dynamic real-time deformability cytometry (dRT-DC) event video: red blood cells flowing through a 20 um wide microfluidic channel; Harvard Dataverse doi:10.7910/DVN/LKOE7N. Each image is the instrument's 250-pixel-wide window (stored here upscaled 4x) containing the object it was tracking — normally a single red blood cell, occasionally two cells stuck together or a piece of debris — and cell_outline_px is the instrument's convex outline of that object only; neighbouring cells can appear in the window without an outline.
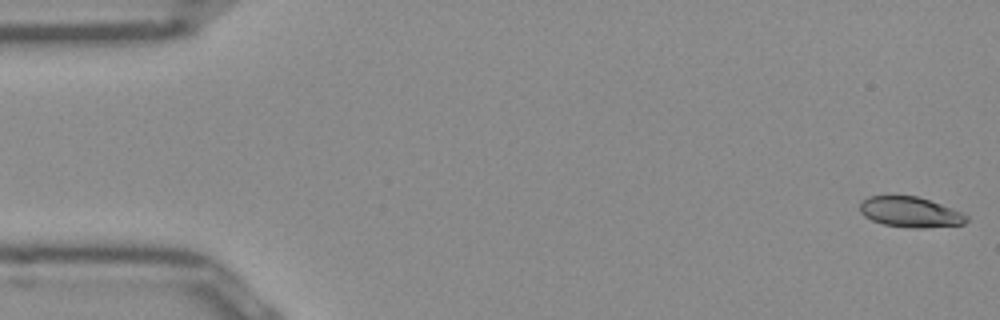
{"species": "Egyptian fruit bat (a non-hibernating species)", "species_latin": "Rousettus aegyptiacus", "temperature_condition": "room temperature", "stored_images_in_passage": 51, "camera_frame_rate_fps": 3000, "um_per_image_px": 0.085, "frame": {"image": 1, "passage_image": 1, "time_ms": 0.0, "image_size_px": [1000, 320], "cell_outline_px": [[968, 220], [964, 224], [924, 228], [912, 228], [884, 224], [872, 220], [864, 216], [860, 212], [860, 200], [868, 196], [916, 196], [940, 204], [960, 212], [968, 216]], "centroid_in_image_um": [77.34, 18.03], "position_along_channel_um": 7.7, "area_um2": 18.73}}
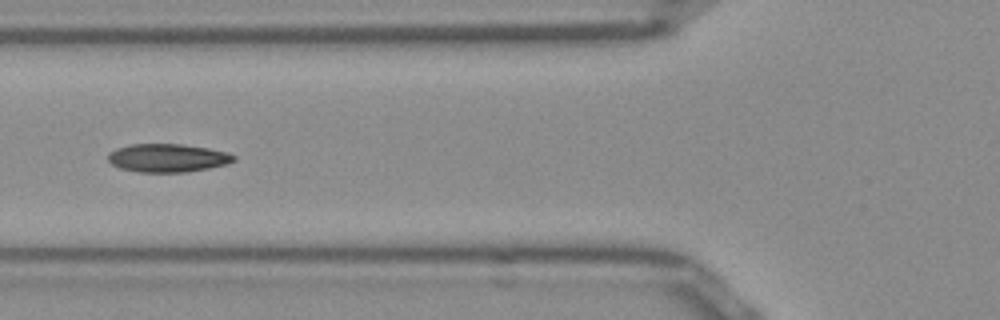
{"frame": {"image": 2, "passage_image": 19, "time_ms": 6.0, "image_size_px": [1000, 320], "cell_outline_px": [[236, 160], [228, 164], [208, 168], [184, 172], [140, 172], [120, 168], [112, 164], [108, 160], [108, 152], [116, 148], [132, 144], [180, 144], [208, 148], [224, 152], [236, 156]], "centroid_in_image_um": [14.23, 13.42], "position_along_channel_um": 111.6, "area_um2": 20.63}}
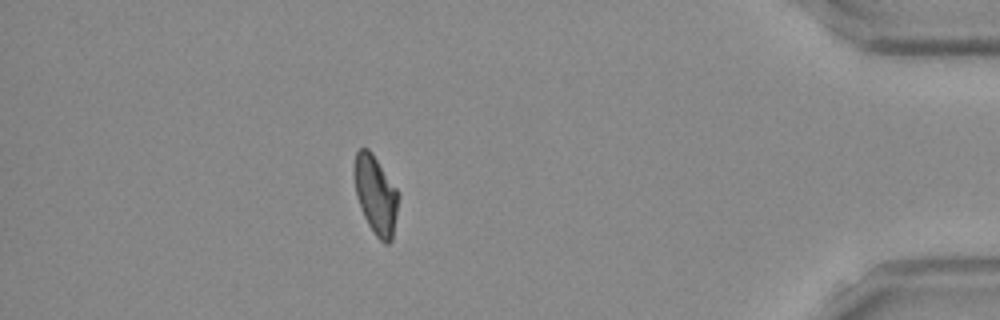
{"frame": {"image": 3, "passage_image": 45, "time_ms": 14.667, "image_size_px": [1000, 320], "cell_outline_px": [[396, 216], [392, 240], [388, 244], [384, 244], [376, 236], [368, 224], [360, 208], [356, 196], [352, 172], [356, 152], [360, 148], [368, 148], [372, 152], [396, 188]], "centroid_in_image_um": [31.88, 16.54], "position_along_channel_um": 403.3, "area_um2": 20.06}, "authors_computed_cell_mechanics": {"area_um2": 20.23, "velocity_mm_per_s": 3.9324, "shape_relaxation_time_tau1_ms": 3.597, "shape_relaxation_time_tau2_ms": 2.3688, "deformation_change_tau1": 0.1562, "deformation_change_tau2": 0.0874}}